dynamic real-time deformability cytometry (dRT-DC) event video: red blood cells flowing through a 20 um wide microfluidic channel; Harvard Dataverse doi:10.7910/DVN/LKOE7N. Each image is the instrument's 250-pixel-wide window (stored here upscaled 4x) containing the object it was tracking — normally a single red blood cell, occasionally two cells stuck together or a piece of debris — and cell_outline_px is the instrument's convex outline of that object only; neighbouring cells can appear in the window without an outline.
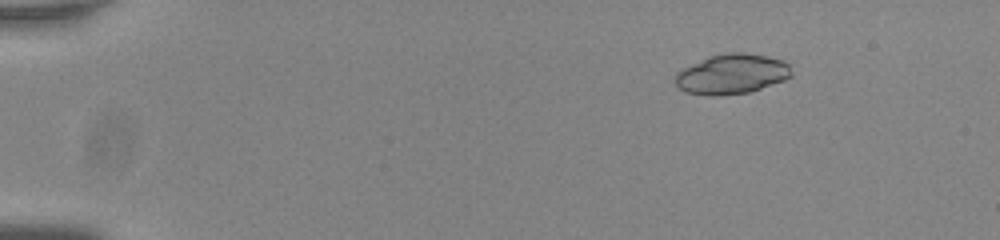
{"species": "common noctule bat (a hibernating species)", "species_latin": "Nyctalus noctula", "temperature_condition": "room temperature", "stored_images_in_passage": 56, "camera_frame_rate_fps": 3000, "um_per_image_px": 0.085, "animal": {"sex": "male", "body_mass_g": 20.0, "forearm_length_mm": 53.3}, "frame": {"image": 1, "passage_image": 9, "time_ms": 2.667, "image_size_px": [1000, 240], "cell_outline_px": [[792, 76], [784, 80], [748, 92], [712, 96], [684, 92], [676, 84], [676, 72], [708, 56], [728, 52], [744, 52], [784, 60], [788, 64], [792, 72]], "centroid_in_image_um": [62.2, 6.28], "position_along_channel_um": 22.8, "area_um2": 26.88}}